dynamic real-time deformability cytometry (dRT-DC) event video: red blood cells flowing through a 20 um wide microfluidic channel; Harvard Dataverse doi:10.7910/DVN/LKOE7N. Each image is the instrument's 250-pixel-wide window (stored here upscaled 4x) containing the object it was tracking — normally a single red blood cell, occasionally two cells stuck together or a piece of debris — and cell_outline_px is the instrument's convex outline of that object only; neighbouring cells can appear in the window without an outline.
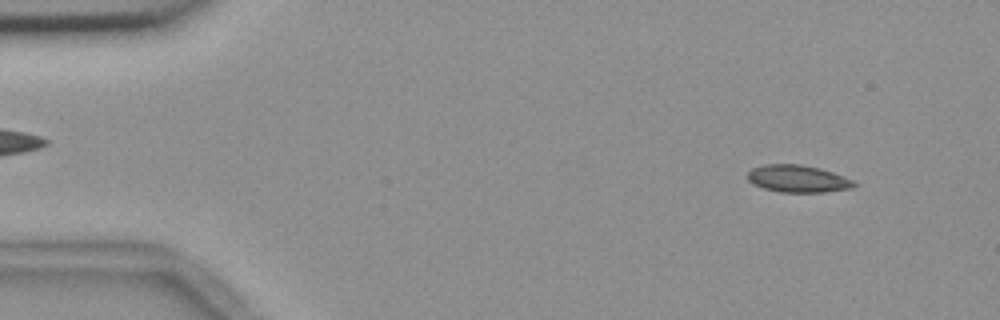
{"species": "common noctule bat (a hibernating species)", "species_latin": "Nyctalus noctula", "temperature_condition": "room temperature", "stored_images_in_passage": 55, "camera_frame_rate_fps": 3000, "um_per_image_px": 0.085, "animal": {"sex": "female", "body_mass_g": 18.4}, "frame": {"image": 1, "passage_image": 5, "time_ms": 1.333, "image_size_px": [1000, 320], "cell_outline_px": [[856, 184], [852, 188], [824, 192], [780, 192], [764, 188], [748, 180], [748, 172], [752, 168], [764, 164], [800, 164], [820, 168], [844, 176], [852, 180]], "centroid_in_image_um": [67.82, 15.18], "position_along_channel_um": 17.2, "area_um2": 16.76}}
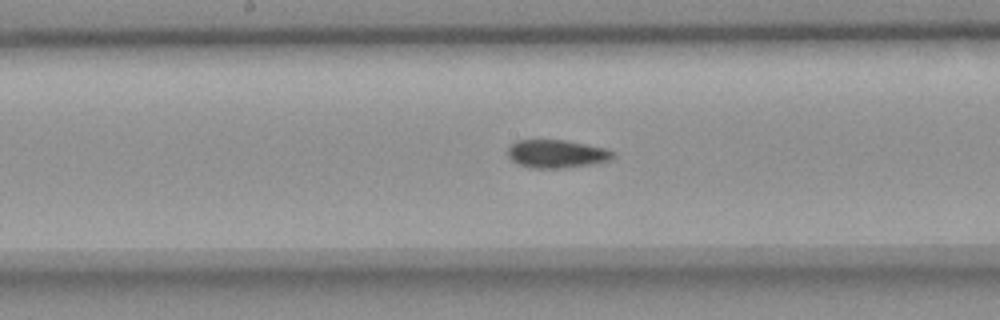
{"frame": {"image": 2, "passage_image": 28, "time_ms": 9.0, "image_size_px": [1000, 320], "cell_outline_px": [[616, 156], [608, 160], [588, 164], [560, 168], [532, 168], [520, 164], [512, 160], [508, 156], [508, 148], [516, 140], [564, 140], [604, 148], [616, 152]], "centroid_in_image_um": [47.3, 13.07], "position_along_channel_um": 200.9, "area_um2": 16.94}}
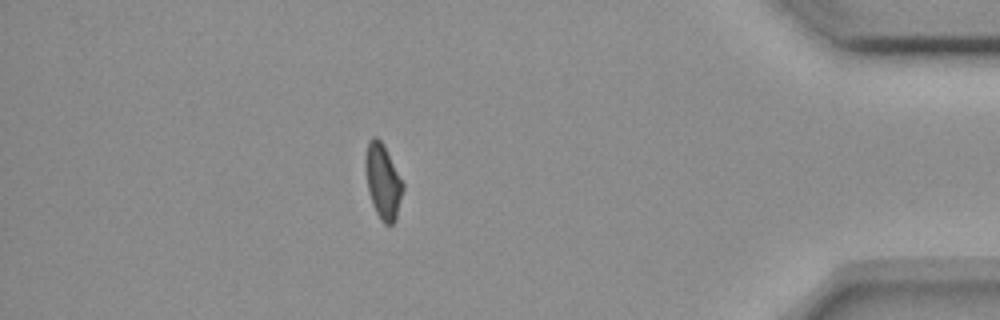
{"frame": {"image": 3, "passage_image": 48, "time_ms": 15.667, "image_size_px": [1000, 320], "cell_outline_px": [[404, 188], [396, 220], [392, 224], [384, 224], [380, 220], [372, 204], [368, 192], [364, 164], [364, 156], [368, 140], [372, 136], [376, 136], [384, 144], [404, 184]], "centroid_in_image_um": [32.53, 15.4], "position_along_channel_um": 402.7, "area_um2": 16.7}, "authors_computed_cell_mechanics": {"area_um2": 17.051, "velocity_mm_per_s": 3.6752, "shape_relaxation_time_tau1_ms": null, "shape_relaxation_time_tau2_ms": 6.9082, "deformation_change_tau1": null, "deformation_change_tau2": 0.0854}}